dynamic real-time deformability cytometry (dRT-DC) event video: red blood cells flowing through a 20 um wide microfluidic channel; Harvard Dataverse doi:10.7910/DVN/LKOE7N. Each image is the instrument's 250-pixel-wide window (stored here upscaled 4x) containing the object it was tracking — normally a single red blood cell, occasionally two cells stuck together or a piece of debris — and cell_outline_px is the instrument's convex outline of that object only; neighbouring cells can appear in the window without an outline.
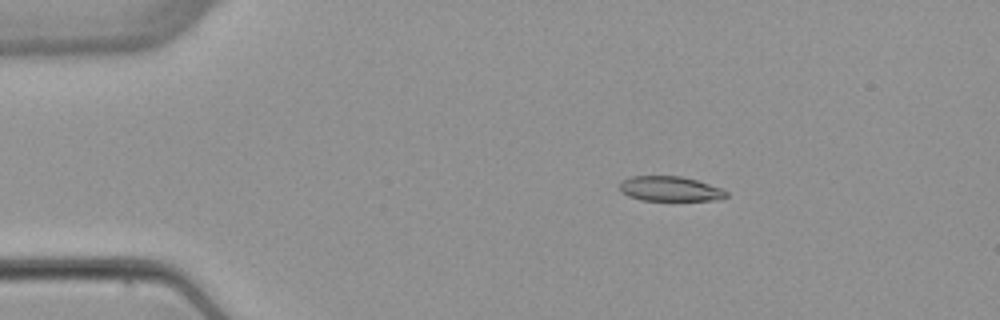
{"species": "common noctule bat (a hibernating species)", "species_latin": "Nyctalus noctula", "temperature_condition": "warm", "stored_images_in_passage": 2, "camera_frame_rate_fps": 3000, "um_per_image_px": 0.085, "animal": {"sex": "female", "body_mass_g": 22.7, "forearm_length_mm": 54.2}, "frame": {"image": 1, "passage_image": 1, "time_ms": 0.0, "image_size_px": [1000, 320], "cell_outline_px": [[728, 196], [724, 200], [640, 200], [628, 196], [620, 192], [620, 184], [624, 180], [632, 176], [680, 176], [696, 180], [720, 188], [728, 192]], "centroid_in_image_um": [56.97, 16.06], "position_along_channel_um": 28.0, "area_um2": 15.43}}